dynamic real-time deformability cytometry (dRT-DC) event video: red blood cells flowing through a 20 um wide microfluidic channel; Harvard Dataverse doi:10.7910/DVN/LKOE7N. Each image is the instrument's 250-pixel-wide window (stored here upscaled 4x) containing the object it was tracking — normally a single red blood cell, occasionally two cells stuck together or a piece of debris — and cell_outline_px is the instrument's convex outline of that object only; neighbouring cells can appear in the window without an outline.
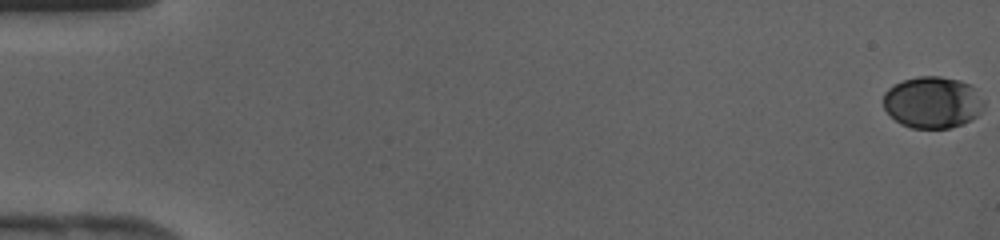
{"species": "human", "species_latin": "Homo sapiens", "temperature_condition": "cold", "stored_images_in_passage": 11, "camera_frame_rate_fps": 3000, "um_per_image_px": 0.085, "donor": {"sex": "female"}, "frame": {"image": 1, "passage_image": 1, "time_ms": 0.0, "image_size_px": [1000, 240], "cell_outline_px": [[984, 104], [980, 112], [976, 116], [960, 124], [948, 128], [912, 128], [900, 124], [884, 108], [884, 92], [892, 84], [916, 76], [940, 76], [960, 80], [968, 84], [984, 100]], "centroid_in_image_um": [79.23, 8.68], "position_along_channel_um": 5.8, "area_um2": 30.06}}